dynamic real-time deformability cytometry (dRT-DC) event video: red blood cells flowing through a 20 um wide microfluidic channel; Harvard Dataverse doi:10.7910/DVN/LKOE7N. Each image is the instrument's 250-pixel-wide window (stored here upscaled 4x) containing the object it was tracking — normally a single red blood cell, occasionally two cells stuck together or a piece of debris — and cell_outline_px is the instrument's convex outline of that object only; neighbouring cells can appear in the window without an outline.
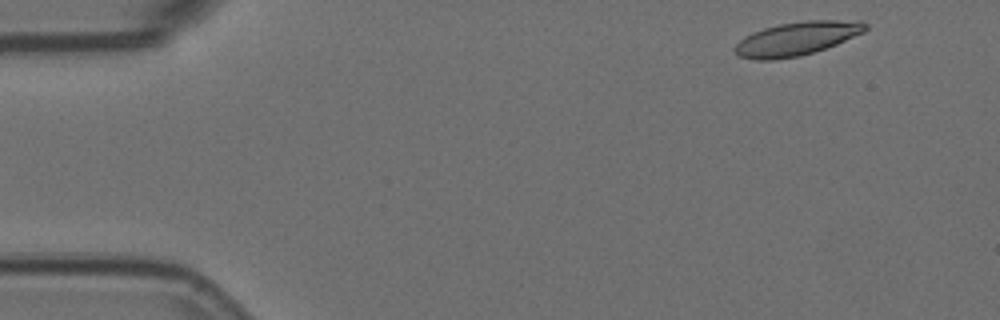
{"species": "Egyptian fruit bat (a non-hibernating species)", "species_latin": "Rousettus aegyptiacus", "temperature_condition": "room temperature", "stored_images_in_passage": 54, "camera_frame_rate_fps": 3000, "um_per_image_px": 0.085, "animal": {"sex": "female"}, "frame": {"image": 1, "passage_image": 3, "time_ms": 0.667, "image_size_px": [1000, 320], "cell_outline_px": [[868, 28], [864, 32], [836, 44], [800, 56], [772, 60], [756, 60], [740, 56], [732, 48], [744, 36], [752, 32], [764, 28], [780, 24], [804, 20], [860, 20], [868, 24]], "centroid_in_image_um": [67.73, 3.27], "position_along_channel_um": 17.3, "area_um2": 25.55}}
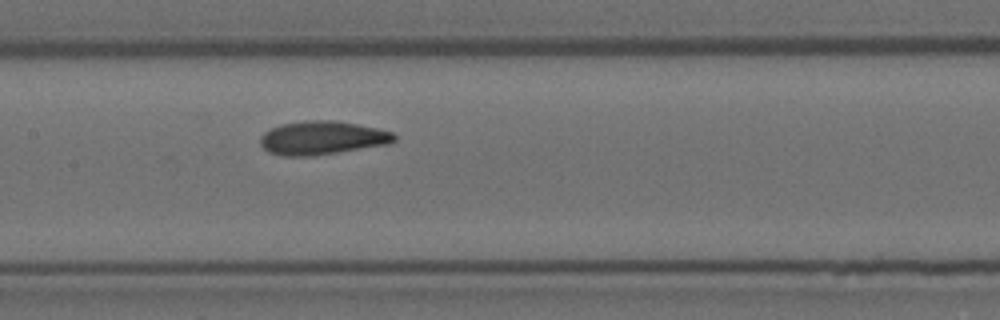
{"frame": {"image": 2, "passage_image": 25, "time_ms": 8.0, "image_size_px": [1000, 320], "cell_outline_px": [[396, 140], [392, 144], [312, 156], [284, 156], [268, 152], [260, 144], [260, 136], [264, 132], [280, 124], [304, 120], [336, 120], [376, 128], [392, 132], [396, 136]], "centroid_in_image_um": [27.39, 11.72], "position_along_channel_um": 180.0, "area_um2": 26.41}}
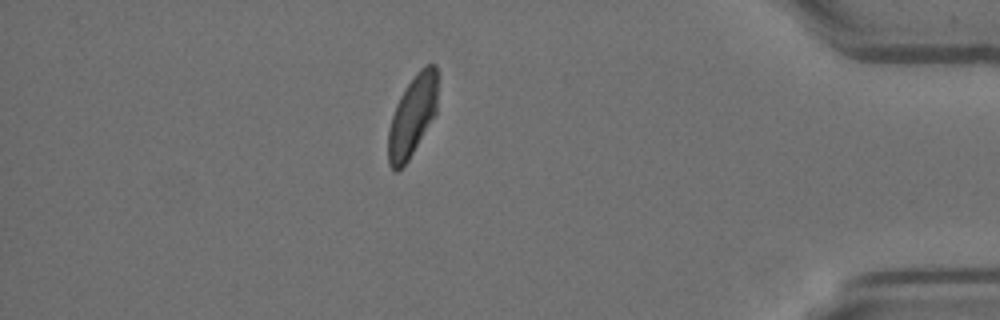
{"frame": {"image": 3, "passage_image": 47, "time_ms": 15.333, "image_size_px": [1000, 320], "cell_outline_px": [[436, 112], [408, 160], [396, 172], [392, 172], [388, 164], [388, 128], [396, 104], [400, 96], [408, 84], [420, 68], [428, 64], [436, 64]], "centroid_in_image_um": [35.01, 9.89], "position_along_channel_um": 400.2, "area_um2": 22.83}, "authors_computed_cell_mechanics": {"area_um2": 25.4031, "velocity_mm_per_s": 3.5603, "shape_relaxation_time_tau1_ms": 9.3509, "shape_relaxation_time_tau2_ms": 1.6609, "deformation_change_tau1": 0.2218, "deformation_change_tau2": 0.0772}}